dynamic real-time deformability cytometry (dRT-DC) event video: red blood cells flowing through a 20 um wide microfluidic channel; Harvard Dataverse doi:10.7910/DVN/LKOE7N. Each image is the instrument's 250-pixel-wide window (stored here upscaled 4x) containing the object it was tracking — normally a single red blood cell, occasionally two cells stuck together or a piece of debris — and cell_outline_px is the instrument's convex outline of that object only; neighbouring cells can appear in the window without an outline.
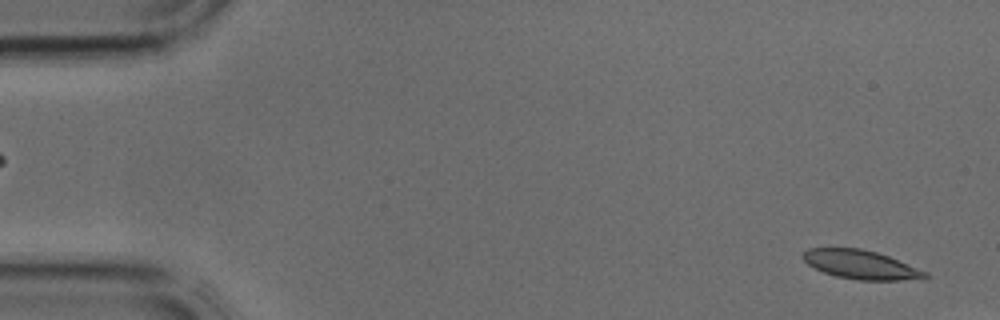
{"species": "common noctule bat (a hibernating species)", "species_latin": "Nyctalus noctula", "temperature_condition": "cold", "stored_images_in_passage": 4, "camera_frame_rate_fps": 3000, "um_per_image_px": 0.085, "animal": {"sex": "male", "body_mass_g": 17.9, "forearm_length_mm": 54.2}, "frame": {"image": 1, "passage_image": 4, "time_ms": 1.0, "image_size_px": [1000, 320], "cell_outline_px": [[932, 276], [928, 280], [856, 280], [836, 276], [824, 272], [808, 264], [800, 256], [808, 248], [860, 248], [876, 252], [888, 256], [928, 272]], "centroid_in_image_um": [73.25, 22.51], "position_along_channel_um": 11.8, "area_um2": 20.75}}